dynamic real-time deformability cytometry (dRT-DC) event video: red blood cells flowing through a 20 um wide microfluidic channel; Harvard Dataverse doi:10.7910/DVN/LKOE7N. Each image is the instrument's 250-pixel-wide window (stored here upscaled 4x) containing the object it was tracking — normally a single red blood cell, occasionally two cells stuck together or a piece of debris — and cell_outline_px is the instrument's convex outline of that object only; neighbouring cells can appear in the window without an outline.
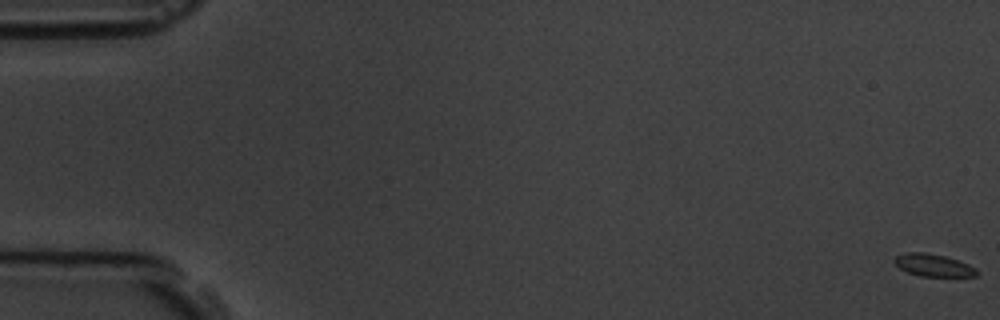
{"species": "common noctule bat (a hibernating species)", "species_latin": "Nyctalus noctula", "temperature_condition": "room temperature", "stored_images_in_passage": 7, "camera_frame_rate_fps": 3000, "um_per_image_px": 0.085, "animal": {"sex": "male", "body_mass_g": 19.5, "forearm_length_mm": 54.6}, "frame": {"image": 1, "passage_image": 1, "time_ms": 0.0, "image_size_px": [1000, 320], "cell_outline_px": [[980, 272], [976, 276], [920, 276], [908, 272], [900, 268], [896, 264], [896, 256], [904, 252], [924, 252], [944, 256], [968, 264], [976, 268]], "centroid_in_image_um": [79.36, 22.54], "position_along_channel_um": 5.6, "area_um2": 10.58}}
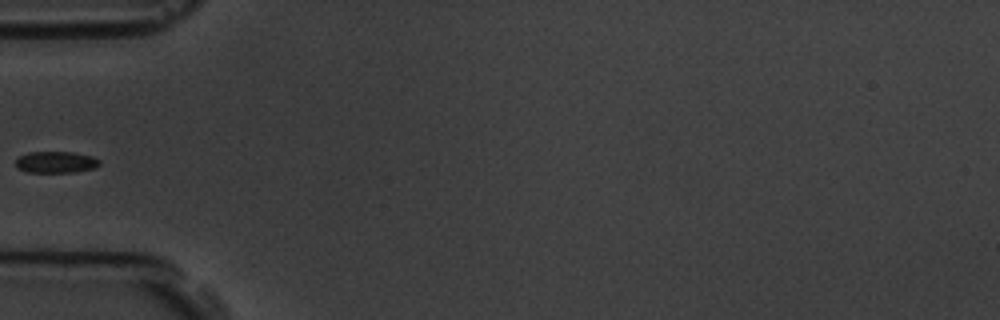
{"frame": {"image": 2, "passage_image": 6, "time_ms": 6.667, "image_size_px": [1000, 320], "cell_outline_px": [[100, 164], [96, 168], [72, 172], [28, 172], [20, 168], [16, 164], [16, 156], [28, 152], [72, 152], [92, 156], [100, 160]], "centroid_in_image_um": [4.76, 13.77], "position_along_channel_um": 80.2, "area_um2": 10.52}}
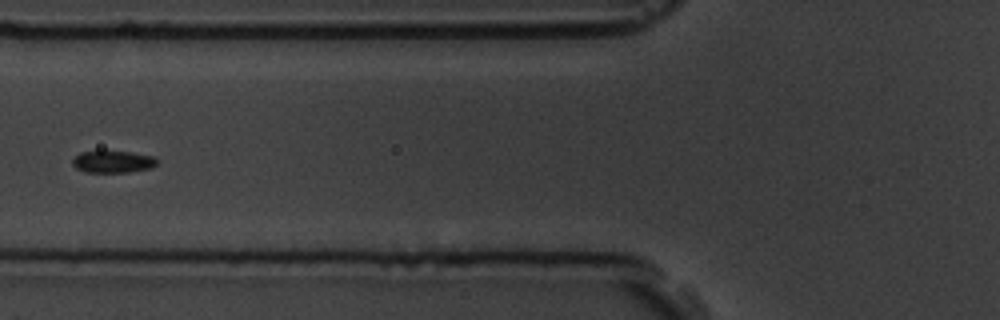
{"frame": {"image": 3, "passage_image": 7, "time_ms": 7.667, "image_size_px": [1000, 320], "cell_outline_px": [[160, 160], [152, 168], [128, 172], [84, 172], [76, 168], [72, 164], [72, 160], [80, 152], [132, 152], [152, 156]], "centroid_in_image_um": [9.62, 13.76], "position_along_channel_um": 116.2, "area_um2": 10.75}}